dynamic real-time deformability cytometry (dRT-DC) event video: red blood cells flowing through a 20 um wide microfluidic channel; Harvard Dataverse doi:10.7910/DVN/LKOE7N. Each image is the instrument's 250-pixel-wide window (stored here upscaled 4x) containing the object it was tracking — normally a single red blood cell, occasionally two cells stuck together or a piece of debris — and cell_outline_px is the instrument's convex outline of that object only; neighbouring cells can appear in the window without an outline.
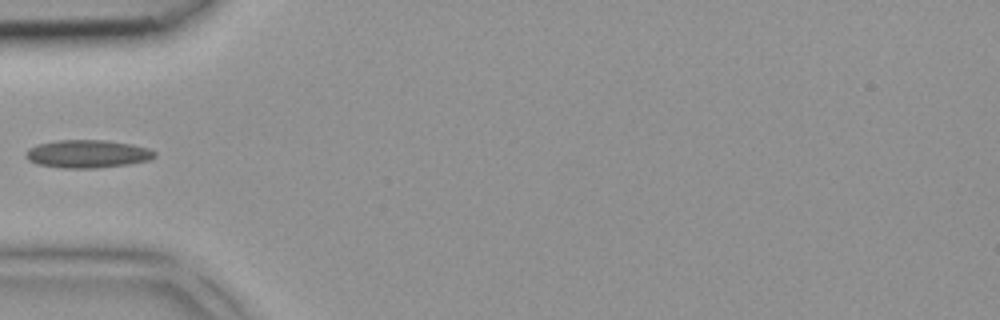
{"species": "common noctule bat (a hibernating species)", "species_latin": "Nyctalus noctula", "temperature_condition": "room temperature", "stored_images_in_passage": 2, "camera_frame_rate_fps": 3000, "um_per_image_px": 0.085, "animal": {"sex": "female", "body_mass_g": 18.4}, "frame": {"image": 1, "passage_image": 2, "time_ms": 0.333, "image_size_px": [1000, 320], "cell_outline_px": [[156, 156], [148, 160], [128, 164], [96, 168], [60, 168], [36, 164], [28, 160], [24, 156], [24, 152], [28, 148], [36, 144], [60, 140], [108, 140], [132, 144], [148, 148], [156, 152]], "centroid_in_image_um": [7.39, 13.08], "position_along_channel_um": 77.6, "area_um2": 21.21}}